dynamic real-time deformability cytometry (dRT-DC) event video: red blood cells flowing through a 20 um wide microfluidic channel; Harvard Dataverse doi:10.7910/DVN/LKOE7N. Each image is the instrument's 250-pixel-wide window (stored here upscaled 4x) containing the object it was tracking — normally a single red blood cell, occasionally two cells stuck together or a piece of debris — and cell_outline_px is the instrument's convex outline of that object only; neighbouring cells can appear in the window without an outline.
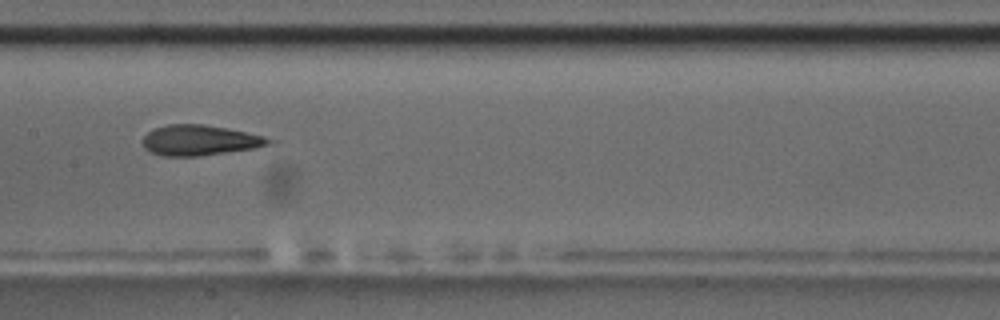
{"species": "common noctule bat (a hibernating species)", "species_latin": "Nyctalus noctula", "temperature_condition": "room temperature", "stored_images_in_passage": 7, "camera_frame_rate_fps": 3000, "um_per_image_px": 0.085, "animal": {"sex": "male", "body_mass_g": 17.5, "forearm_length_mm": 52.3}, "frame": {"image": 1, "passage_image": 5, "time_ms": 4.667, "image_size_px": [1000, 320], "cell_outline_px": [[280, 140], [272, 144], [252, 148], [200, 156], [164, 156], [152, 152], [144, 148], [144, 136], [148, 132], [156, 128], [168, 124], [204, 124], [228, 128], [264, 136]], "centroid_in_image_um": [17.05, 11.91], "position_along_channel_um": 190.4, "area_um2": 22.31}}